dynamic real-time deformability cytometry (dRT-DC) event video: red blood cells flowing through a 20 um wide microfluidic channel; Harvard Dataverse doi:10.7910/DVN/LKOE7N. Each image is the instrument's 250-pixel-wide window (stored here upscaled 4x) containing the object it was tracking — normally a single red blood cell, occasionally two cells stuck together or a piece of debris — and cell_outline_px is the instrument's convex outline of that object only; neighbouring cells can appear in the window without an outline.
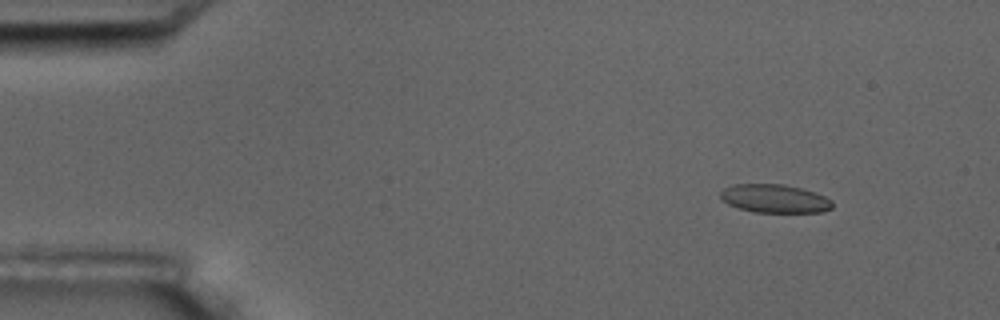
{"species": "common noctule bat (a hibernating species)", "species_latin": "Nyctalus noctula", "temperature_condition": "room temperature", "stored_images_in_passage": 5, "camera_frame_rate_fps": 3000, "um_per_image_px": 0.085, "animal": {"sex": "male", "body_mass_g": 17.5, "forearm_length_mm": 52.3}, "frame": {"image": 1, "passage_image": 1, "time_ms": 0.0, "image_size_px": [1000, 320], "cell_outline_px": [[832, 208], [824, 212], [752, 212], [728, 204], [720, 200], [720, 192], [724, 188], [732, 184], [784, 184], [816, 192], [832, 200]], "centroid_in_image_um": [65.83, 16.88], "position_along_channel_um": 19.2, "area_um2": 18.67}}
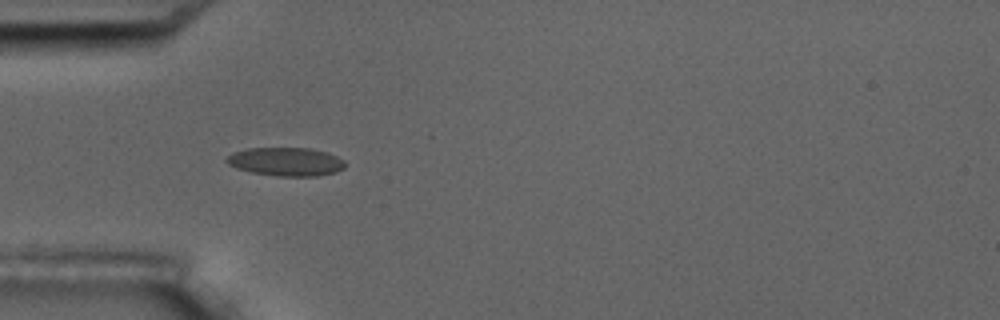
{"frame": {"image": 2, "passage_image": 4, "time_ms": 3.667, "image_size_px": [1000, 320], "cell_outline_px": [[344, 168], [336, 172], [316, 176], [276, 176], [252, 172], [236, 168], [228, 164], [224, 160], [232, 152], [248, 148], [308, 148], [324, 152], [336, 156], [344, 160]], "centroid_in_image_um": [24.27, 13.74], "position_along_channel_um": 60.7, "area_um2": 19.59}}